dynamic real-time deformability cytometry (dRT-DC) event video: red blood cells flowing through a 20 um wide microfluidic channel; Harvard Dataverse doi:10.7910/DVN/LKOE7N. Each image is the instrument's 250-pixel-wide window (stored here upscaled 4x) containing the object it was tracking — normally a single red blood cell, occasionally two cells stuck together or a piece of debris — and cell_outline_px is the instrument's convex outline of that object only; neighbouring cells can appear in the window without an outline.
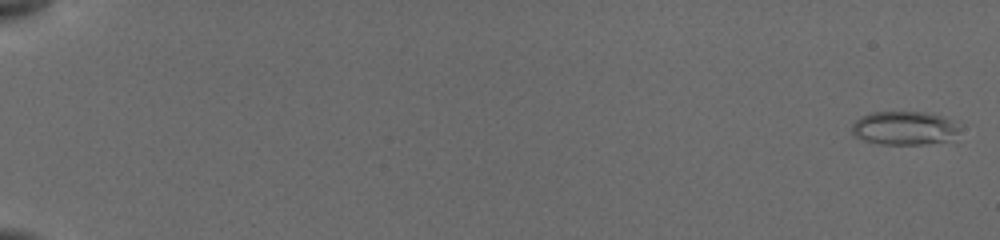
{"species": "common noctule bat (a hibernating species)", "species_latin": "Nyctalus noctula", "temperature_condition": "cold", "stored_images_in_passage": 52, "camera_frame_rate_fps": 3000, "um_per_image_px": 0.085, "animal": {"sex": "female", "body_mass_g": 19.5, "forearm_length_mm": 54.1}, "frame": {"image": 1, "passage_image": 1, "time_ms": 0.0, "image_size_px": [1000, 240], "cell_outline_px": [[956, 132], [944, 140], [924, 144], [880, 144], [864, 140], [852, 136], [852, 124], [860, 116], [872, 112], [924, 112], [940, 116], [948, 120], [956, 128]], "centroid_in_image_um": [76.69, 10.88], "position_along_channel_um": 8.3, "area_um2": 20.4}}
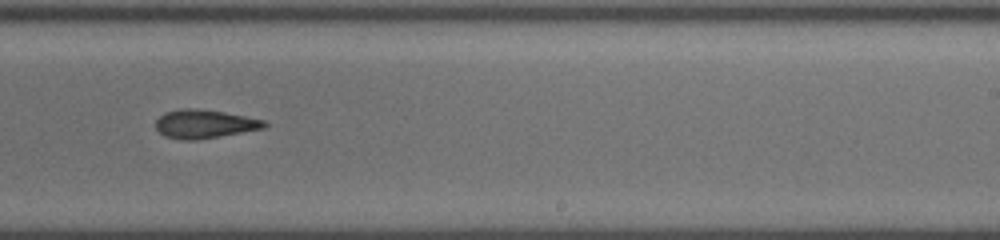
{"frame": {"image": 2, "passage_image": 32, "time_ms": 12.0, "image_size_px": [1000, 240], "cell_outline_px": [[268, 124], [264, 128], [196, 140], [180, 140], [164, 136], [156, 128], [156, 120], [164, 112], [184, 108], [196, 108], [224, 112], [264, 120]], "centroid_in_image_um": [17.35, 10.53], "position_along_channel_um": 271.7, "area_um2": 17.98}}
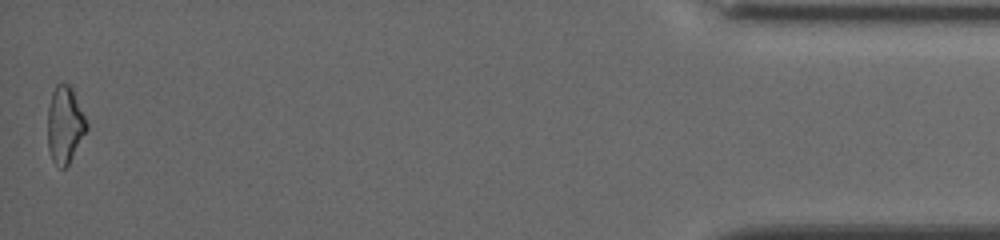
{"frame": {"image": 3, "passage_image": 52, "time_ms": 18.0, "image_size_px": [1000, 240], "cell_outline_px": [[88, 128], [68, 164], [64, 168], [60, 168], [52, 160], [48, 148], [48, 108], [52, 92], [56, 84], [68, 84], [72, 88], [88, 124]], "centroid_in_image_um": [5.5, 10.61], "position_along_channel_um": 429.7, "area_um2": 17.22}, "authors_computed_cell_mechanics": {"area_um2": 18.0336, "velocity_mm_per_s": 3.8931, "shape_relaxation_time_tau1_ms": null, "shape_relaxation_time_tau2_ms": 9.9253, "deformation_change_tau1": null, "deformation_change_tau2": 0.2262}}